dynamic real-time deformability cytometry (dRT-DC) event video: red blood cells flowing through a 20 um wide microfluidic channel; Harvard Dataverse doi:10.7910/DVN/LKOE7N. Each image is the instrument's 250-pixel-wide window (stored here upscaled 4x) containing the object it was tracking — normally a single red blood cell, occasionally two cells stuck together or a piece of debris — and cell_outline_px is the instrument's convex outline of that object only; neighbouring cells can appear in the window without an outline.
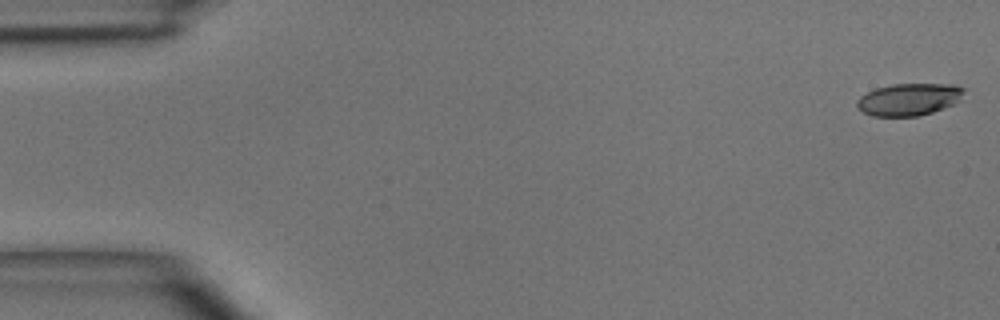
{"species": "common noctule bat (a hibernating species)", "species_latin": "Nyctalus noctula", "temperature_condition": "room temperature", "stored_images_in_passage": 6, "camera_frame_rate_fps": 3000, "um_per_image_px": 0.085, "animal": {"sex": "male", "body_mass_g": 15.6}, "frame": {"image": 1, "passage_image": 1, "time_ms": 0.0, "image_size_px": [1000, 320], "cell_outline_px": [[964, 92], [960, 100], [952, 104], [932, 112], [916, 116], [872, 116], [856, 108], [856, 100], [860, 96], [876, 88], [892, 84], [956, 84], [964, 88]], "centroid_in_image_um": [77.24, 8.44], "position_along_channel_um": 7.8, "area_um2": 20.06}}